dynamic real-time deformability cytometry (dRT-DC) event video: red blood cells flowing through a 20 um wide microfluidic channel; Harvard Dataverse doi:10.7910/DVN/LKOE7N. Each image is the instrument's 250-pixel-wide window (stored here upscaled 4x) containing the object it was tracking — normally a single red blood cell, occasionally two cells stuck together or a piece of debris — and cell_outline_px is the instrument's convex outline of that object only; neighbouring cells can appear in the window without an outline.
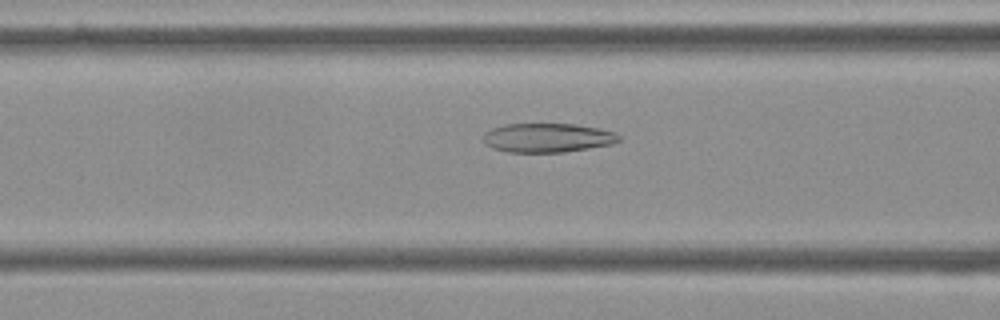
{"species": "Egyptian fruit bat (a non-hibernating species)", "species_latin": "Rousettus aegyptiacus", "temperature_condition": "cold", "stored_images_in_passage": 56, "camera_frame_rate_fps": 3000, "um_per_image_px": 0.085, "frame": {"image": 1, "passage_image": 22, "time_ms": 7.0, "image_size_px": [1000, 320], "cell_outline_px": [[620, 140], [612, 144], [564, 152], [508, 152], [492, 148], [484, 144], [484, 132], [492, 128], [504, 124], [576, 124], [616, 132], [620, 136]], "centroid_in_image_um": [46.52, 11.71], "position_along_channel_um": 120.1, "area_um2": 23.0}}
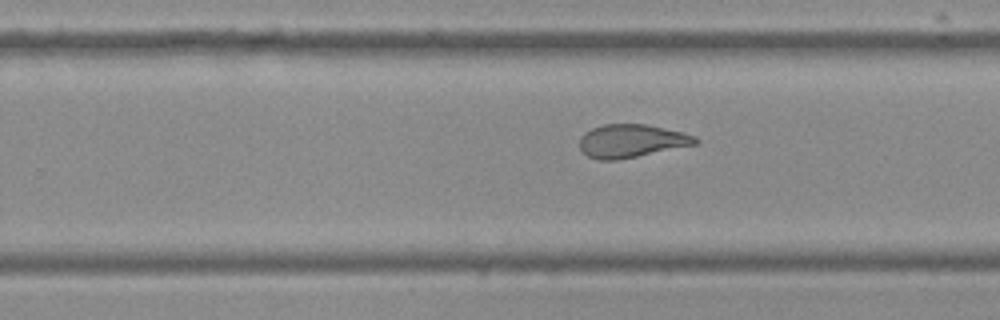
{"frame": {"image": 2, "passage_image": 35, "time_ms": 11.333, "image_size_px": [1000, 320], "cell_outline_px": [[700, 140], [696, 144], [616, 160], [600, 160], [588, 156], [580, 148], [580, 136], [584, 132], [592, 128], [604, 124], [644, 124], [684, 132], [696, 136]], "centroid_in_image_um": [53.67, 11.97], "position_along_channel_um": 276.1, "area_um2": 22.2}}
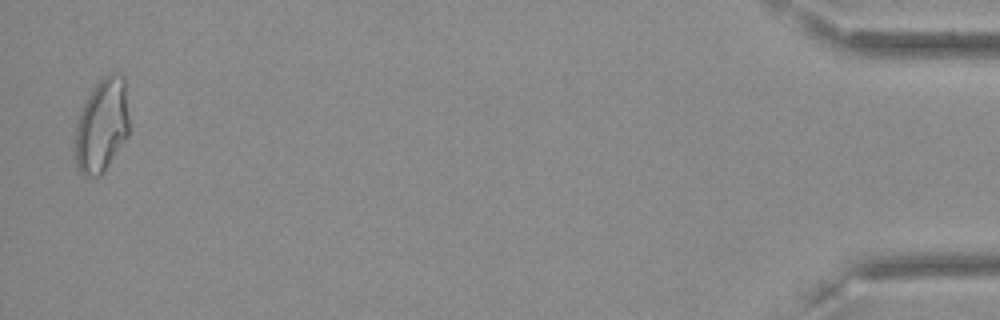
{"frame": {"image": 3, "passage_image": 55, "time_ms": 18.0, "image_size_px": [1000, 320], "cell_outline_px": [[128, 136], [104, 172], [100, 176], [84, 176], [76, 168], [72, 140], [76, 124], [80, 112], [88, 96], [96, 84], [108, 72], [116, 72], [124, 76], [128, 116]], "centroid_in_image_um": [8.62, 10.7], "position_along_channel_um": 426.6, "area_um2": 30.06}, "authors_computed_cell_mechanics": {"area_um2": 25.8655, "velocity_mm_per_s": 3.6051, "shape_relaxation_time_tau1_ms": null, "shape_relaxation_time_tau2_ms": 2.2517, "deformation_change_tau1": null, "deformation_change_tau2": 0.101}}